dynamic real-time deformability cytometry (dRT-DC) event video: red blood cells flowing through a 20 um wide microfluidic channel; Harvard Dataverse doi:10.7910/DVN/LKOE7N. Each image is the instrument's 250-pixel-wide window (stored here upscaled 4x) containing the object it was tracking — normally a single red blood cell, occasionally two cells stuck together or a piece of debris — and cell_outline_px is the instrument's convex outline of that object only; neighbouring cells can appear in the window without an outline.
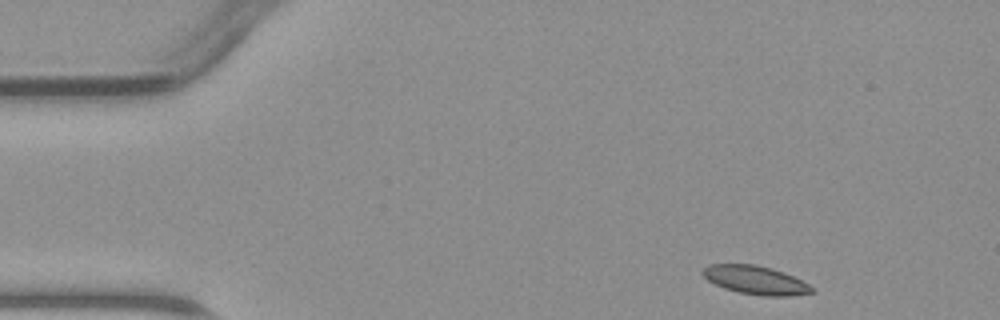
{"species": "common noctule bat (a hibernating species)", "species_latin": "Nyctalus noctula", "temperature_condition": "warm", "stored_images_in_passage": 42, "camera_frame_rate_fps": 3000, "um_per_image_px": 0.085, "animal": {"sex": "male", "body_mass_g": 23.1, "forearm_length_mm": 52.7}, "frame": {"image": 1, "passage_image": 1, "time_ms": 0.0, "image_size_px": [1000, 320], "cell_outline_px": [[812, 292], [788, 296], [764, 296], [740, 292], [724, 288], [708, 280], [700, 272], [708, 264], [756, 264], [772, 268], [784, 272], [808, 284], [812, 288]], "centroid_in_image_um": [64.18, 23.79], "position_along_channel_um": 20.8, "area_um2": 17.92}}
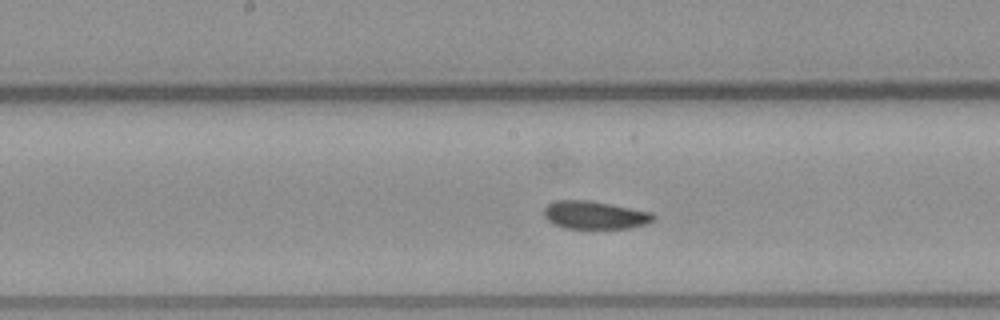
{"frame": {"image": 2, "passage_image": 19, "time_ms": 6.0, "image_size_px": [1000, 320], "cell_outline_px": [[656, 220], [644, 224], [628, 228], [592, 232], [564, 228], [548, 220], [544, 216], [544, 208], [552, 200], [592, 200], [652, 212], [656, 216]], "centroid_in_image_um": [50.57, 18.32], "position_along_channel_um": 197.6, "area_um2": 18.84}}
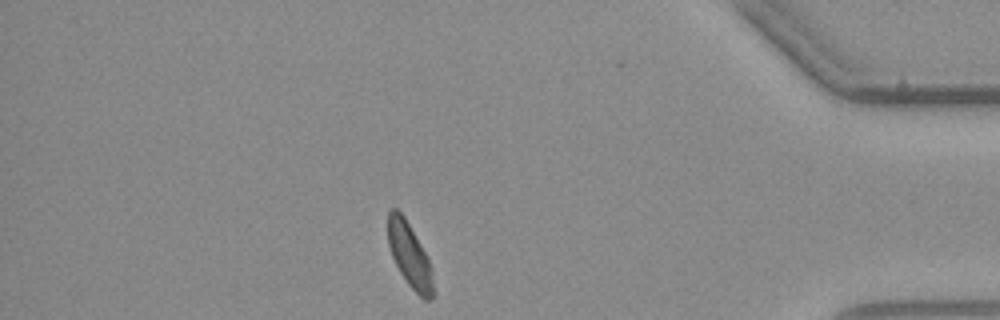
{"frame": {"image": 3, "passage_image": 36, "time_ms": 11.667, "image_size_px": [1000, 320], "cell_outline_px": [[432, 300], [424, 300], [408, 284], [400, 272], [392, 256], [388, 244], [388, 212], [392, 208], [396, 208], [404, 216], [428, 256], [432, 268]], "centroid_in_image_um": [34.81, 21.67], "position_along_channel_um": 400.4, "area_um2": 16.82}}